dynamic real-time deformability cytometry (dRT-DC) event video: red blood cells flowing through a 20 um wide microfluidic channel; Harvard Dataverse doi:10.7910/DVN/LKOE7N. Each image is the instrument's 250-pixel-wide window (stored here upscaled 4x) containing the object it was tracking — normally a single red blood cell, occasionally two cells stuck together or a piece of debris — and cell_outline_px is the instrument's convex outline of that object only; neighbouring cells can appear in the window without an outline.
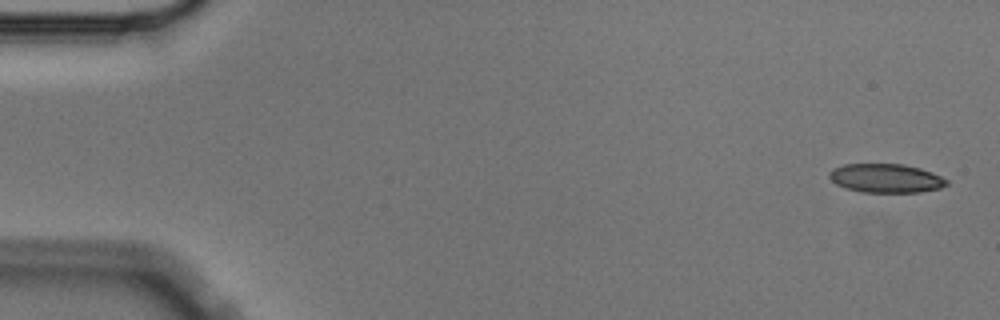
{"species": "Egyptian fruit bat (a non-hibernating species)", "species_latin": "Rousettus aegyptiacus", "temperature_condition": "cold", "stored_images_in_passage": 3, "camera_frame_rate_fps": 3000, "um_per_image_px": 0.085, "animal": {"sex": "male"}, "frame": {"image": 1, "passage_image": 1, "time_ms": 0.0, "image_size_px": [1000, 320], "cell_outline_px": [[948, 184], [940, 188], [920, 192], [860, 192], [836, 184], [828, 176], [828, 172], [832, 168], [844, 164], [904, 164], [920, 168], [932, 172], [948, 180]], "centroid_in_image_um": [75.29, 15.14], "position_along_channel_um": 9.7, "area_um2": 19.77}}
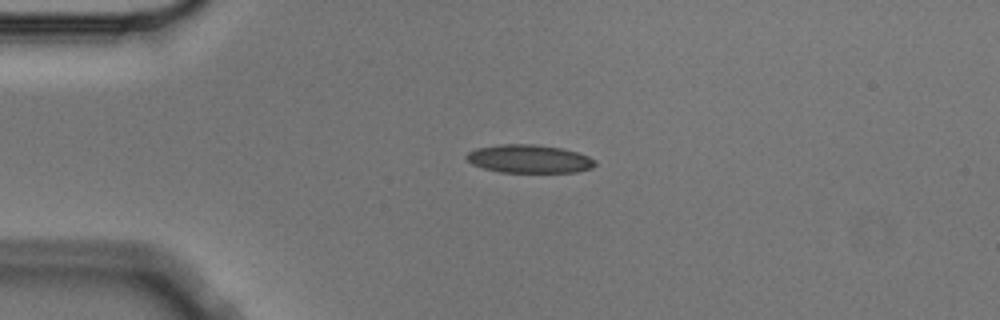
{"frame": {"image": 2, "passage_image": 3, "time_ms": 0.667, "image_size_px": [1000, 320], "cell_outline_px": [[596, 164], [592, 168], [576, 172], [500, 172], [484, 168], [472, 164], [464, 156], [468, 152], [476, 148], [500, 144], [536, 144], [560, 148], [576, 152], [588, 156], [596, 160]], "centroid_in_image_um": [44.97, 13.5], "position_along_channel_um": 40.0, "area_um2": 21.15}}